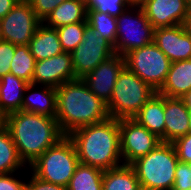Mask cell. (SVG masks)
<instances>
[{"label": "cell", "mask_w": 191, "mask_h": 190, "mask_svg": "<svg viewBox=\"0 0 191 190\" xmlns=\"http://www.w3.org/2000/svg\"><path fill=\"white\" fill-rule=\"evenodd\" d=\"M109 118L107 103L91 92L81 78L56 88V119L64 135Z\"/></svg>", "instance_id": "1"}, {"label": "cell", "mask_w": 191, "mask_h": 190, "mask_svg": "<svg viewBox=\"0 0 191 190\" xmlns=\"http://www.w3.org/2000/svg\"><path fill=\"white\" fill-rule=\"evenodd\" d=\"M2 123L8 129L20 158L28 167L65 136L56 118L33 112L21 110L11 113L2 119Z\"/></svg>", "instance_id": "2"}, {"label": "cell", "mask_w": 191, "mask_h": 190, "mask_svg": "<svg viewBox=\"0 0 191 190\" xmlns=\"http://www.w3.org/2000/svg\"><path fill=\"white\" fill-rule=\"evenodd\" d=\"M68 136L76 147L80 163L103 171L123 164L119 120L109 118L97 124L78 128Z\"/></svg>", "instance_id": "3"}, {"label": "cell", "mask_w": 191, "mask_h": 190, "mask_svg": "<svg viewBox=\"0 0 191 190\" xmlns=\"http://www.w3.org/2000/svg\"><path fill=\"white\" fill-rule=\"evenodd\" d=\"M178 162L173 144L161 142L130 165L135 170L141 190H172Z\"/></svg>", "instance_id": "4"}, {"label": "cell", "mask_w": 191, "mask_h": 190, "mask_svg": "<svg viewBox=\"0 0 191 190\" xmlns=\"http://www.w3.org/2000/svg\"><path fill=\"white\" fill-rule=\"evenodd\" d=\"M76 147L65 135L29 165L38 178L67 187L79 164Z\"/></svg>", "instance_id": "5"}, {"label": "cell", "mask_w": 191, "mask_h": 190, "mask_svg": "<svg viewBox=\"0 0 191 190\" xmlns=\"http://www.w3.org/2000/svg\"><path fill=\"white\" fill-rule=\"evenodd\" d=\"M155 93L152 87L125 66L118 75L107 103L110 118L133 119Z\"/></svg>", "instance_id": "6"}, {"label": "cell", "mask_w": 191, "mask_h": 190, "mask_svg": "<svg viewBox=\"0 0 191 190\" xmlns=\"http://www.w3.org/2000/svg\"><path fill=\"white\" fill-rule=\"evenodd\" d=\"M116 20V54L124 57L130 51L154 42L155 28L148 21L141 6L130 5Z\"/></svg>", "instance_id": "7"}, {"label": "cell", "mask_w": 191, "mask_h": 190, "mask_svg": "<svg viewBox=\"0 0 191 190\" xmlns=\"http://www.w3.org/2000/svg\"><path fill=\"white\" fill-rule=\"evenodd\" d=\"M124 59L125 66L156 92L165 82L171 65L170 59L154 42L130 51Z\"/></svg>", "instance_id": "8"}, {"label": "cell", "mask_w": 191, "mask_h": 190, "mask_svg": "<svg viewBox=\"0 0 191 190\" xmlns=\"http://www.w3.org/2000/svg\"><path fill=\"white\" fill-rule=\"evenodd\" d=\"M70 54L75 76L76 78H82L116 53L114 46L108 40L99 36L87 25L82 43Z\"/></svg>", "instance_id": "9"}, {"label": "cell", "mask_w": 191, "mask_h": 190, "mask_svg": "<svg viewBox=\"0 0 191 190\" xmlns=\"http://www.w3.org/2000/svg\"><path fill=\"white\" fill-rule=\"evenodd\" d=\"M42 24L27 0H19L1 19V40L16 46L28 45Z\"/></svg>", "instance_id": "10"}, {"label": "cell", "mask_w": 191, "mask_h": 190, "mask_svg": "<svg viewBox=\"0 0 191 190\" xmlns=\"http://www.w3.org/2000/svg\"><path fill=\"white\" fill-rule=\"evenodd\" d=\"M120 151L123 164H131L154 150L161 139L134 119H120Z\"/></svg>", "instance_id": "11"}, {"label": "cell", "mask_w": 191, "mask_h": 190, "mask_svg": "<svg viewBox=\"0 0 191 190\" xmlns=\"http://www.w3.org/2000/svg\"><path fill=\"white\" fill-rule=\"evenodd\" d=\"M77 79L71 54H62L36 61L32 84L58 88L62 84Z\"/></svg>", "instance_id": "12"}, {"label": "cell", "mask_w": 191, "mask_h": 190, "mask_svg": "<svg viewBox=\"0 0 191 190\" xmlns=\"http://www.w3.org/2000/svg\"><path fill=\"white\" fill-rule=\"evenodd\" d=\"M124 67V57L114 54L111 58L100 63L95 69L87 73L81 79L86 83L91 92L105 103H108L111 99L118 75Z\"/></svg>", "instance_id": "13"}, {"label": "cell", "mask_w": 191, "mask_h": 190, "mask_svg": "<svg viewBox=\"0 0 191 190\" xmlns=\"http://www.w3.org/2000/svg\"><path fill=\"white\" fill-rule=\"evenodd\" d=\"M154 43L171 62L191 59V32L185 24L156 28Z\"/></svg>", "instance_id": "14"}, {"label": "cell", "mask_w": 191, "mask_h": 190, "mask_svg": "<svg viewBox=\"0 0 191 190\" xmlns=\"http://www.w3.org/2000/svg\"><path fill=\"white\" fill-rule=\"evenodd\" d=\"M141 7L148 21L156 29L185 24L189 2L187 0H145Z\"/></svg>", "instance_id": "15"}, {"label": "cell", "mask_w": 191, "mask_h": 190, "mask_svg": "<svg viewBox=\"0 0 191 190\" xmlns=\"http://www.w3.org/2000/svg\"><path fill=\"white\" fill-rule=\"evenodd\" d=\"M189 113L181 98L164 96L165 143H172L189 132Z\"/></svg>", "instance_id": "16"}, {"label": "cell", "mask_w": 191, "mask_h": 190, "mask_svg": "<svg viewBox=\"0 0 191 190\" xmlns=\"http://www.w3.org/2000/svg\"><path fill=\"white\" fill-rule=\"evenodd\" d=\"M28 82L8 73L0 78V118L22 110Z\"/></svg>", "instance_id": "17"}, {"label": "cell", "mask_w": 191, "mask_h": 190, "mask_svg": "<svg viewBox=\"0 0 191 190\" xmlns=\"http://www.w3.org/2000/svg\"><path fill=\"white\" fill-rule=\"evenodd\" d=\"M190 90L191 59L171 62L165 82L157 93L166 97L182 98Z\"/></svg>", "instance_id": "18"}, {"label": "cell", "mask_w": 191, "mask_h": 190, "mask_svg": "<svg viewBox=\"0 0 191 190\" xmlns=\"http://www.w3.org/2000/svg\"><path fill=\"white\" fill-rule=\"evenodd\" d=\"M29 84L25 90L22 104V111L56 118V88L50 86H39ZM34 90V91H33Z\"/></svg>", "instance_id": "19"}, {"label": "cell", "mask_w": 191, "mask_h": 190, "mask_svg": "<svg viewBox=\"0 0 191 190\" xmlns=\"http://www.w3.org/2000/svg\"><path fill=\"white\" fill-rule=\"evenodd\" d=\"M164 142L165 116L164 96L155 93L133 118Z\"/></svg>", "instance_id": "20"}, {"label": "cell", "mask_w": 191, "mask_h": 190, "mask_svg": "<svg viewBox=\"0 0 191 190\" xmlns=\"http://www.w3.org/2000/svg\"><path fill=\"white\" fill-rule=\"evenodd\" d=\"M28 47L36 61L51 58L64 52L56 28L47 27L43 23L35 31Z\"/></svg>", "instance_id": "21"}, {"label": "cell", "mask_w": 191, "mask_h": 190, "mask_svg": "<svg viewBox=\"0 0 191 190\" xmlns=\"http://www.w3.org/2000/svg\"><path fill=\"white\" fill-rule=\"evenodd\" d=\"M86 17L87 6L84 2L65 0L49 13L42 23L50 28H58L68 24L87 22Z\"/></svg>", "instance_id": "22"}, {"label": "cell", "mask_w": 191, "mask_h": 190, "mask_svg": "<svg viewBox=\"0 0 191 190\" xmlns=\"http://www.w3.org/2000/svg\"><path fill=\"white\" fill-rule=\"evenodd\" d=\"M102 190H141L135 170L130 164L104 171Z\"/></svg>", "instance_id": "23"}, {"label": "cell", "mask_w": 191, "mask_h": 190, "mask_svg": "<svg viewBox=\"0 0 191 190\" xmlns=\"http://www.w3.org/2000/svg\"><path fill=\"white\" fill-rule=\"evenodd\" d=\"M28 167L20 158L8 129L0 123V174L17 173ZM17 171V172H16Z\"/></svg>", "instance_id": "24"}, {"label": "cell", "mask_w": 191, "mask_h": 190, "mask_svg": "<svg viewBox=\"0 0 191 190\" xmlns=\"http://www.w3.org/2000/svg\"><path fill=\"white\" fill-rule=\"evenodd\" d=\"M104 171L79 163L70 179L68 190H102Z\"/></svg>", "instance_id": "25"}, {"label": "cell", "mask_w": 191, "mask_h": 190, "mask_svg": "<svg viewBox=\"0 0 191 190\" xmlns=\"http://www.w3.org/2000/svg\"><path fill=\"white\" fill-rule=\"evenodd\" d=\"M36 60L28 45H15V54L10 63V73L32 84Z\"/></svg>", "instance_id": "26"}, {"label": "cell", "mask_w": 191, "mask_h": 190, "mask_svg": "<svg viewBox=\"0 0 191 190\" xmlns=\"http://www.w3.org/2000/svg\"><path fill=\"white\" fill-rule=\"evenodd\" d=\"M87 24L113 46L116 43L117 20L115 16L101 13L94 9H87Z\"/></svg>", "instance_id": "27"}, {"label": "cell", "mask_w": 191, "mask_h": 190, "mask_svg": "<svg viewBox=\"0 0 191 190\" xmlns=\"http://www.w3.org/2000/svg\"><path fill=\"white\" fill-rule=\"evenodd\" d=\"M87 22H78L56 28L64 52L71 53L82 43Z\"/></svg>", "instance_id": "28"}, {"label": "cell", "mask_w": 191, "mask_h": 190, "mask_svg": "<svg viewBox=\"0 0 191 190\" xmlns=\"http://www.w3.org/2000/svg\"><path fill=\"white\" fill-rule=\"evenodd\" d=\"M87 9H94L101 13H107L112 16L122 14L130 4L126 0H90Z\"/></svg>", "instance_id": "29"}, {"label": "cell", "mask_w": 191, "mask_h": 190, "mask_svg": "<svg viewBox=\"0 0 191 190\" xmlns=\"http://www.w3.org/2000/svg\"><path fill=\"white\" fill-rule=\"evenodd\" d=\"M191 164L178 162L172 190H191Z\"/></svg>", "instance_id": "30"}, {"label": "cell", "mask_w": 191, "mask_h": 190, "mask_svg": "<svg viewBox=\"0 0 191 190\" xmlns=\"http://www.w3.org/2000/svg\"><path fill=\"white\" fill-rule=\"evenodd\" d=\"M15 54V45L0 40V78L10 73V63Z\"/></svg>", "instance_id": "31"}, {"label": "cell", "mask_w": 191, "mask_h": 190, "mask_svg": "<svg viewBox=\"0 0 191 190\" xmlns=\"http://www.w3.org/2000/svg\"><path fill=\"white\" fill-rule=\"evenodd\" d=\"M179 162L191 164V132L172 142Z\"/></svg>", "instance_id": "32"}, {"label": "cell", "mask_w": 191, "mask_h": 190, "mask_svg": "<svg viewBox=\"0 0 191 190\" xmlns=\"http://www.w3.org/2000/svg\"><path fill=\"white\" fill-rule=\"evenodd\" d=\"M36 16L43 21L58 5L65 0H27Z\"/></svg>", "instance_id": "33"}, {"label": "cell", "mask_w": 191, "mask_h": 190, "mask_svg": "<svg viewBox=\"0 0 191 190\" xmlns=\"http://www.w3.org/2000/svg\"><path fill=\"white\" fill-rule=\"evenodd\" d=\"M30 174L29 180L26 182V190H68L67 187L44 181L32 172Z\"/></svg>", "instance_id": "34"}, {"label": "cell", "mask_w": 191, "mask_h": 190, "mask_svg": "<svg viewBox=\"0 0 191 190\" xmlns=\"http://www.w3.org/2000/svg\"><path fill=\"white\" fill-rule=\"evenodd\" d=\"M15 177L14 173L0 174V190H26V182Z\"/></svg>", "instance_id": "35"}, {"label": "cell", "mask_w": 191, "mask_h": 190, "mask_svg": "<svg viewBox=\"0 0 191 190\" xmlns=\"http://www.w3.org/2000/svg\"><path fill=\"white\" fill-rule=\"evenodd\" d=\"M19 0H0V19H2Z\"/></svg>", "instance_id": "36"}, {"label": "cell", "mask_w": 191, "mask_h": 190, "mask_svg": "<svg viewBox=\"0 0 191 190\" xmlns=\"http://www.w3.org/2000/svg\"><path fill=\"white\" fill-rule=\"evenodd\" d=\"M186 107L191 111V90L181 98Z\"/></svg>", "instance_id": "37"}, {"label": "cell", "mask_w": 191, "mask_h": 190, "mask_svg": "<svg viewBox=\"0 0 191 190\" xmlns=\"http://www.w3.org/2000/svg\"><path fill=\"white\" fill-rule=\"evenodd\" d=\"M185 26L191 32V3H189V10H188Z\"/></svg>", "instance_id": "38"}, {"label": "cell", "mask_w": 191, "mask_h": 190, "mask_svg": "<svg viewBox=\"0 0 191 190\" xmlns=\"http://www.w3.org/2000/svg\"><path fill=\"white\" fill-rule=\"evenodd\" d=\"M132 6H141L145 0H126Z\"/></svg>", "instance_id": "39"}, {"label": "cell", "mask_w": 191, "mask_h": 190, "mask_svg": "<svg viewBox=\"0 0 191 190\" xmlns=\"http://www.w3.org/2000/svg\"><path fill=\"white\" fill-rule=\"evenodd\" d=\"M189 132H191V111L189 113Z\"/></svg>", "instance_id": "40"}, {"label": "cell", "mask_w": 191, "mask_h": 190, "mask_svg": "<svg viewBox=\"0 0 191 190\" xmlns=\"http://www.w3.org/2000/svg\"><path fill=\"white\" fill-rule=\"evenodd\" d=\"M1 34H2V29H1V19H0V40H1Z\"/></svg>", "instance_id": "41"}, {"label": "cell", "mask_w": 191, "mask_h": 190, "mask_svg": "<svg viewBox=\"0 0 191 190\" xmlns=\"http://www.w3.org/2000/svg\"><path fill=\"white\" fill-rule=\"evenodd\" d=\"M82 2H84L85 4H87L90 0H80Z\"/></svg>", "instance_id": "42"}]
</instances>
